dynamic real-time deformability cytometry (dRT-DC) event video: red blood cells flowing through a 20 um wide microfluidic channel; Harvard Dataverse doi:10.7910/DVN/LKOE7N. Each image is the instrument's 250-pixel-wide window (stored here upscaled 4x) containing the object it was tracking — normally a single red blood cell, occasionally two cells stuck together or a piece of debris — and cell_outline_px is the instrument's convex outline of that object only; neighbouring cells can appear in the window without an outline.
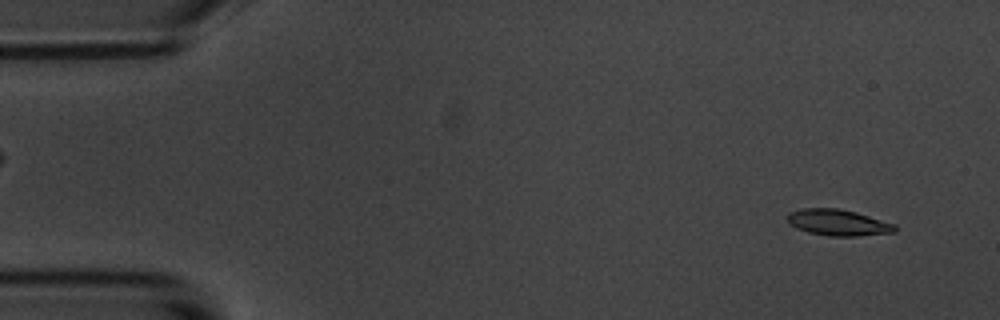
{"species": "common noctule bat (a hibernating species)", "species_latin": "Nyctalus noctula", "temperature_condition": "room temperature", "stored_images_in_passage": 4, "camera_frame_rate_fps": 3000, "um_per_image_px": 0.085, "animal": {"sex": "male", "body_mass_g": 20.1, "forearm_length_mm": 53.5}, "frame": {"image": 1, "passage_image": 1, "time_ms": 0.0, "image_size_px": [1000, 320], "cell_outline_px": [[896, 232], [856, 236], [828, 236], [808, 232], [796, 228], [788, 220], [788, 212], [804, 208], [836, 208], [856, 212], [896, 224]], "centroid_in_image_um": [71.26, 18.92], "position_along_channel_um": 13.7, "area_um2": 16.36}}
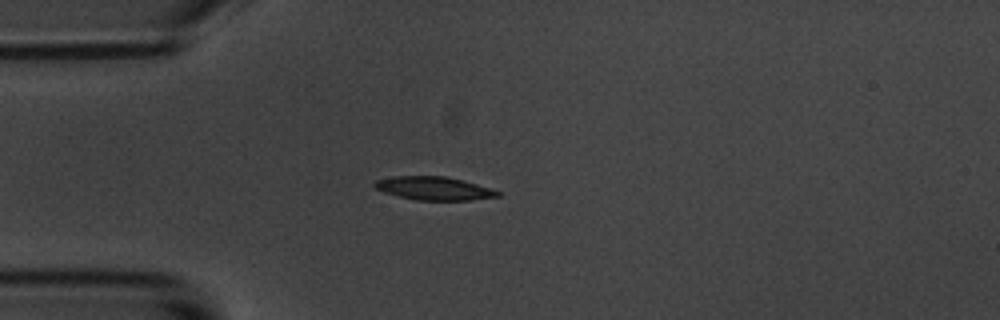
{"frame": {"image": 2, "passage_image": 4, "time_ms": 3.667, "image_size_px": [1000, 320], "cell_outline_px": [[500, 196], [472, 200], [416, 200], [384, 192], [376, 188], [372, 184], [376, 180], [392, 176], [444, 176], [476, 184], [500, 192]], "centroid_in_image_um": [36.85, 16.01], "position_along_channel_um": 48.2, "area_um2": 16.47}}